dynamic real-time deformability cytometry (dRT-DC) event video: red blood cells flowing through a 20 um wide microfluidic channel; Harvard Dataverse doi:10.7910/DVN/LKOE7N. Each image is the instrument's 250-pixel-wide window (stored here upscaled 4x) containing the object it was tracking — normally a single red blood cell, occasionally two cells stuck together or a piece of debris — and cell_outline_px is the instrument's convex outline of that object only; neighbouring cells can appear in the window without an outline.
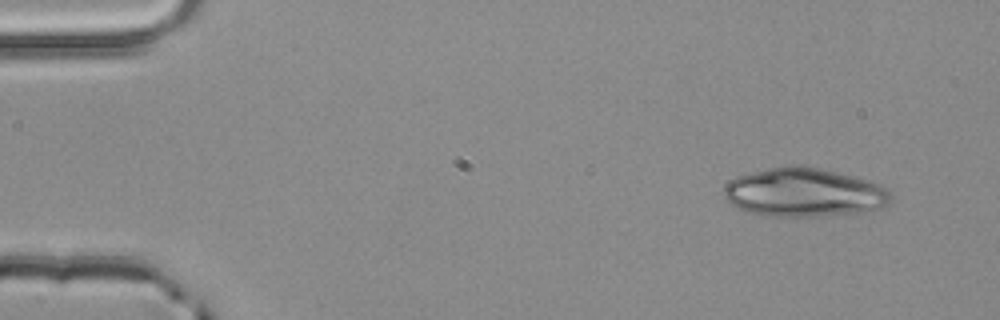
{"species": "common noctule bat (a hibernating species)", "species_latin": "Nyctalus noctula", "temperature_condition": "room temperature", "stored_images_in_passage": 3, "camera_frame_rate_fps": 3000, "um_per_image_px": 0.085, "animal": {"sex": "male", "body_mass_g": 20.4}, "frame": {"image": 1, "passage_image": 1, "time_ms": 0.0, "image_size_px": [1000, 320], "cell_outline_px": [[892, 200], [884, 208], [864, 212], [820, 216], [764, 216], [748, 212], [732, 204], [724, 196], [724, 188], [736, 176], [768, 168], [788, 164], [792, 164], [820, 168], [868, 180], [880, 184], [888, 188], [892, 196]], "centroid_in_image_um": [68.4, 16.36], "position_along_channel_um": 16.6, "area_um2": 47.63}}